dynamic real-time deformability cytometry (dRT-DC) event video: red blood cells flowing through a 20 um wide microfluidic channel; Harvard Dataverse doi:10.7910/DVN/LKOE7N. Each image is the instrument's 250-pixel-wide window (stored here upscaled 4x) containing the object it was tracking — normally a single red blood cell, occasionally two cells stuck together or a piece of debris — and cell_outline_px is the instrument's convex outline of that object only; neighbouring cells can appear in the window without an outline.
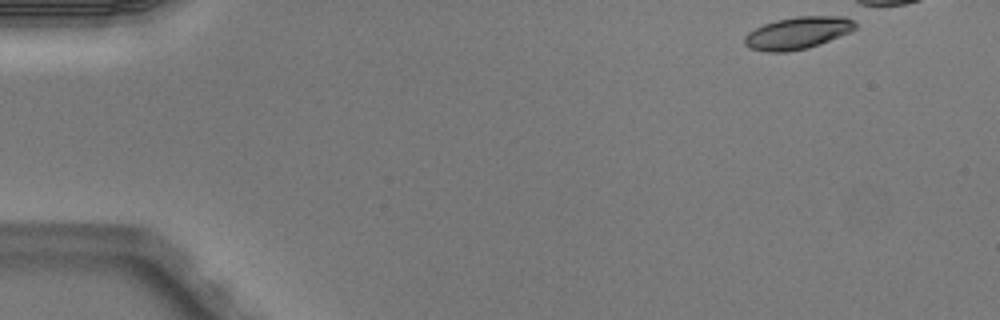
{"species": "Egyptian fruit bat (a non-hibernating species)", "species_latin": "Rousettus aegyptiacus", "temperature_condition": "warm", "stored_images_in_passage": 4, "camera_frame_rate_fps": 3000, "um_per_image_px": 0.085, "animal": {"sex": "male"}, "frame": {"image": 1, "passage_image": 1, "time_ms": 0.0, "image_size_px": [1000, 320], "cell_outline_px": [[856, 28], [840, 36], [820, 44], [808, 48], [784, 52], [768, 52], [748, 48], [744, 44], [744, 36], [748, 32], [764, 24], [776, 20], [796, 16], [856, 16]], "centroid_in_image_um": [67.84, 2.79], "position_along_channel_um": 17.2, "area_um2": 21.04}}